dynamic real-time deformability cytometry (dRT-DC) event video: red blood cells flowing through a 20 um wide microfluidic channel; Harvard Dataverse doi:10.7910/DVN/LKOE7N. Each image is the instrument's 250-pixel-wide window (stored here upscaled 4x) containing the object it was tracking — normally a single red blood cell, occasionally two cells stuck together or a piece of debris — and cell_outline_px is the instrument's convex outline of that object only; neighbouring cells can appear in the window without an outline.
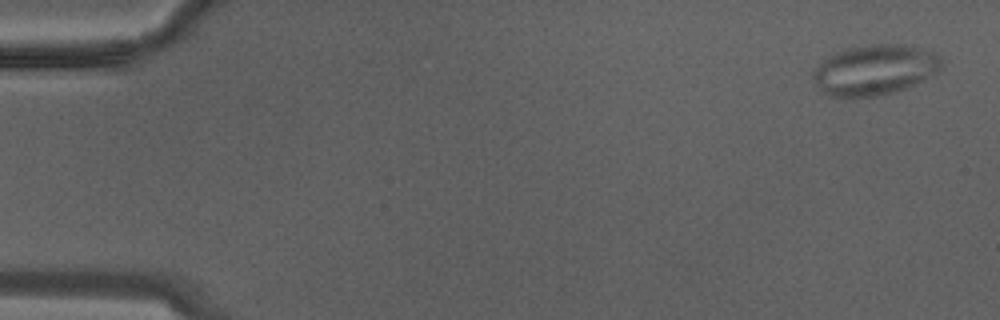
{"species": "Egyptian fruit bat (a non-hibernating species)", "species_latin": "Rousettus aegyptiacus", "temperature_condition": "warm", "stored_images_in_passage": 30, "camera_frame_rate_fps": 3000, "um_per_image_px": 0.085, "animal": {"sex": "male"}, "frame": {"image": 1, "passage_image": 1, "time_ms": 0.0, "image_size_px": [1000, 320], "cell_outline_px": [[940, 68], [928, 76], [904, 88], [892, 92], [876, 96], [832, 96], [824, 92], [820, 88], [812, 76], [812, 72], [828, 56], [836, 52], [848, 48], [872, 44], [904, 44], [928, 52], [936, 56], [940, 60]], "centroid_in_image_um": [74.28, 5.93], "position_along_channel_um": 10.7, "area_um2": 36.3}}